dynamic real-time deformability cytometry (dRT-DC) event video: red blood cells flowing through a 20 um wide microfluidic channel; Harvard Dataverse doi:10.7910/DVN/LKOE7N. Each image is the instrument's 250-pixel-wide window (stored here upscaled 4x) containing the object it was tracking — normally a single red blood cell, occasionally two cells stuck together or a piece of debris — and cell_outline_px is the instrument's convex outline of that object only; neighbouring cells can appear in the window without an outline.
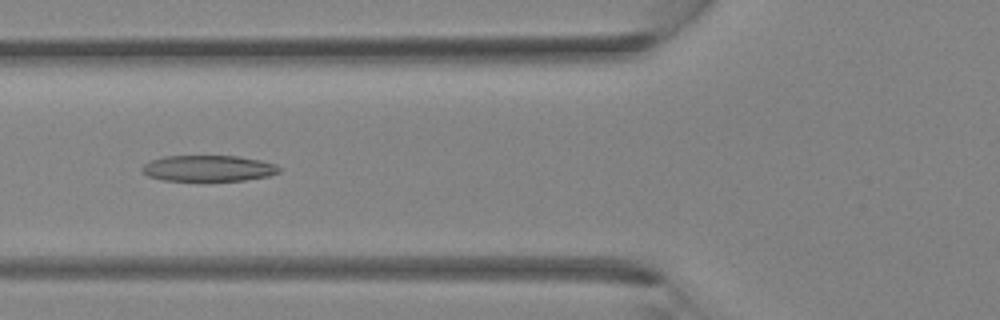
{"species": "Egyptian fruit bat (a non-hibernating species)", "species_latin": "Rousettus aegyptiacus", "temperature_condition": "room temperature", "stored_images_in_passage": 37, "camera_frame_rate_fps": 3000, "um_per_image_px": 0.085, "animal": {"sex": "female"}, "frame": {"image": 1, "passage_image": 14, "time_ms": 4.333, "image_size_px": [1000, 320], "cell_outline_px": [[280, 172], [268, 176], [244, 180], [164, 180], [148, 176], [140, 172], [140, 168], [148, 160], [164, 156], [240, 156], [260, 160], [276, 164], [280, 168]], "centroid_in_image_um": [17.67, 14.29], "position_along_channel_um": 108.1, "area_um2": 20.87}}
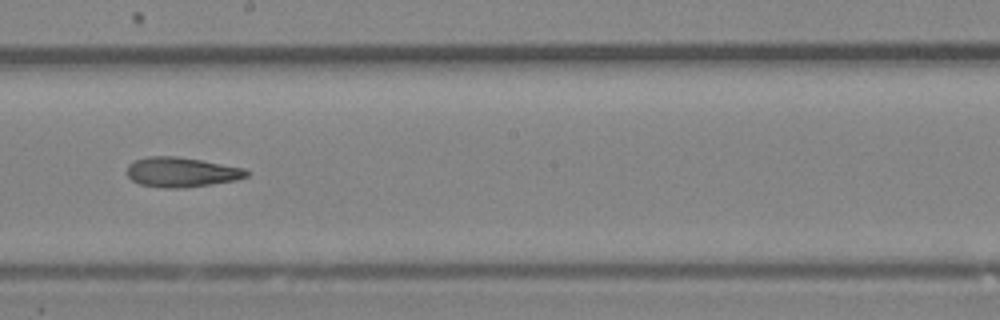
{"frame": {"image": 2, "passage_image": 21, "time_ms": 6.667, "image_size_px": [1000, 320], "cell_outline_px": [[252, 172], [248, 176], [236, 180], [212, 184], [184, 188], [164, 188], [140, 184], [132, 180], [128, 176], [128, 164], [132, 160], [148, 156], [176, 156], [200, 160], [244, 168]], "centroid_in_image_um": [15.43, 14.63], "position_along_channel_um": 232.8, "area_um2": 20.87}}
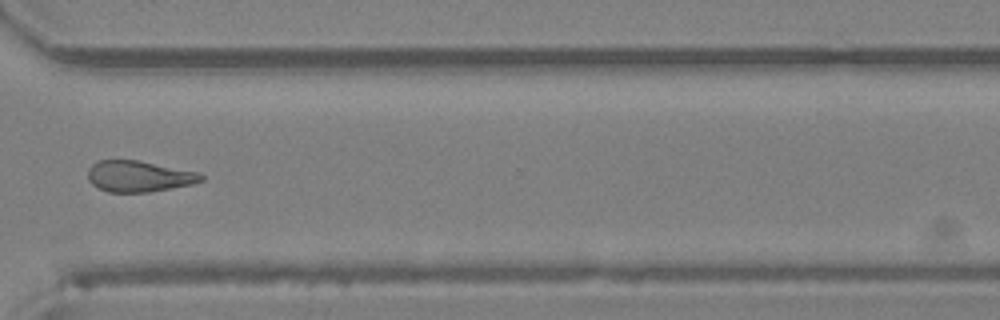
{"frame": {"image": 3, "passage_image": 28, "time_ms": 9.0, "image_size_px": [1000, 320], "cell_outline_px": [[204, 180], [192, 184], [148, 192], [108, 192], [92, 184], [88, 180], [88, 168], [92, 164], [100, 160], [136, 160], [200, 172], [204, 176]], "centroid_in_image_um": [11.81, 14.98], "position_along_channel_um": 358.8, "area_um2": 20.46}}